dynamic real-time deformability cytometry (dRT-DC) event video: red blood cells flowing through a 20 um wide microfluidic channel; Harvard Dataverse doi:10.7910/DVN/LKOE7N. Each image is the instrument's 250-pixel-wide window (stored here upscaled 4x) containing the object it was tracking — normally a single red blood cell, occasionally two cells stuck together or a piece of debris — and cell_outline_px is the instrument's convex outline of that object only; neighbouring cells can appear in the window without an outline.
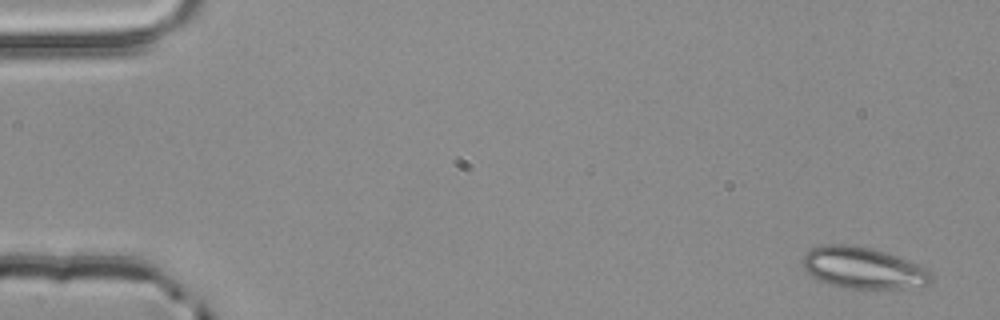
{"species": "common noctule bat (a hibernating species)", "species_latin": "Nyctalus noctula", "temperature_condition": "room temperature", "stored_images_in_passage": 3, "camera_frame_rate_fps": 3000, "um_per_image_px": 0.085, "animal": {"sex": "male", "body_mass_g": 20.4}, "frame": {"image": 1, "passage_image": 1, "time_ms": 0.0, "image_size_px": [1000, 320], "cell_outline_px": [[936, 276], [928, 284], [904, 288], [840, 288], [816, 280], [804, 268], [804, 256], [812, 248], [824, 244], [844, 244], [872, 248], [884, 252], [928, 268]], "centroid_in_image_um": [73.38, 22.79], "position_along_channel_um": 11.6, "area_um2": 30.98}}